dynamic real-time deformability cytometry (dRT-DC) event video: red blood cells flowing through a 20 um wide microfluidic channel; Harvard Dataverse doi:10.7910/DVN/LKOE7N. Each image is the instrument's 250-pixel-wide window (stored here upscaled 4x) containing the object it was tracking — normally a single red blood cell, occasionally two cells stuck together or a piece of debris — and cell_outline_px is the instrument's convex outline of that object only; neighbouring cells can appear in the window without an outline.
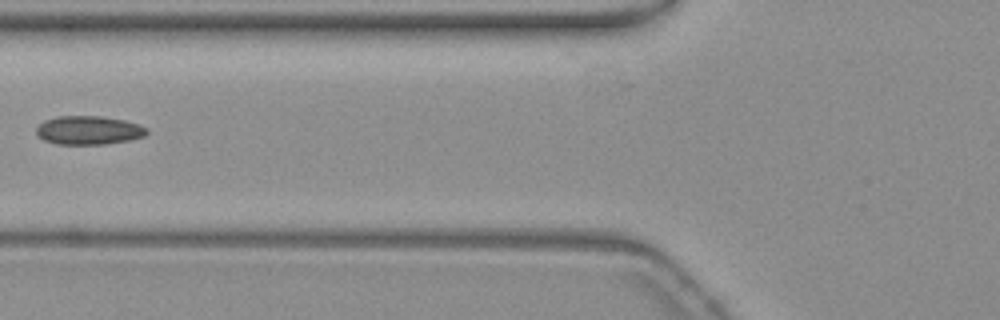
{"species": "common noctule bat (a hibernating species)", "species_latin": "Nyctalus noctula", "temperature_condition": "warm", "stored_images_in_passage": 15, "camera_frame_rate_fps": 3000, "um_per_image_px": 0.085, "animal": {"sex": "female", "body_mass_g": 19.3, "forearm_length_mm": 54.1}, "frame": {"image": 1, "passage_image": 2, "time_ms": 0.333, "image_size_px": [1000, 320], "cell_outline_px": [[148, 132], [144, 136], [128, 140], [104, 144], [56, 144], [44, 140], [36, 136], [36, 128], [44, 120], [56, 116], [100, 116], [124, 120], [140, 124], [148, 128]], "centroid_in_image_um": [7.52, 11.07], "position_along_channel_um": 118.3, "area_um2": 18.55}}
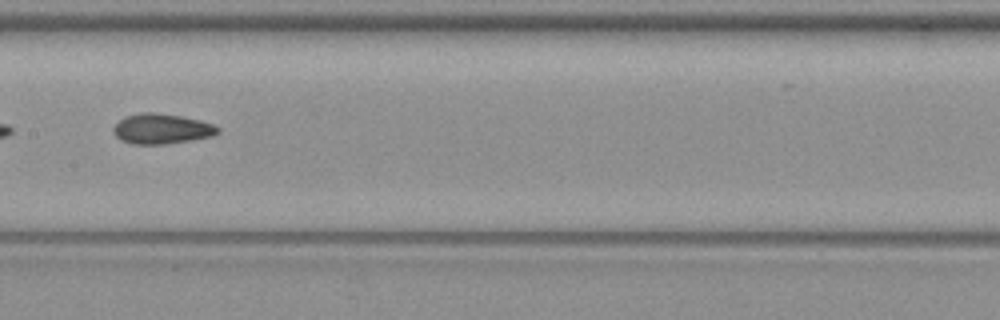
{"frame": {"image": 2, "passage_image": 8, "time_ms": 2.333, "image_size_px": [1000, 320], "cell_outline_px": [[220, 132], [212, 136], [192, 140], [164, 144], [132, 144], [120, 140], [112, 132], [112, 128], [124, 116], [144, 112], [152, 112], [180, 116], [200, 120], [212, 124], [220, 128]], "centroid_in_image_um": [13.72, 10.95], "position_along_channel_um": 193.7, "area_um2": 18.38}}